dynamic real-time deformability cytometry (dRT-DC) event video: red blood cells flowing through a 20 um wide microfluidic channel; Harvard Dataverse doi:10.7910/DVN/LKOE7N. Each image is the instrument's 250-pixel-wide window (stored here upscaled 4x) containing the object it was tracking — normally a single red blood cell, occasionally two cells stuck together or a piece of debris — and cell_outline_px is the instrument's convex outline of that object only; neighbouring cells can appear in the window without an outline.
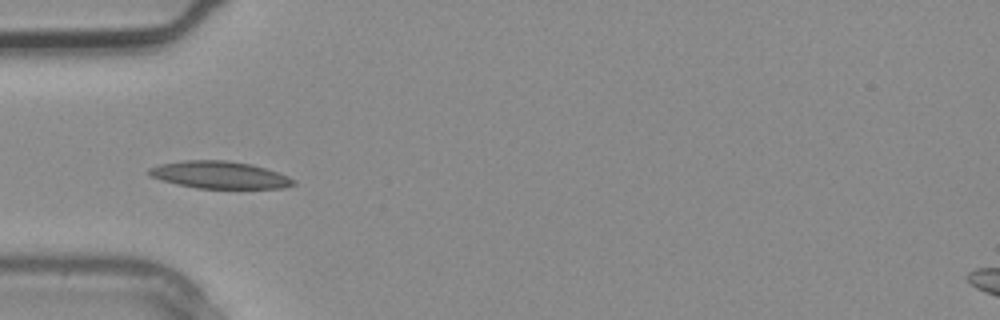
{"species": "common noctule bat (a hibernating species)", "species_latin": "Nyctalus noctula", "temperature_condition": "warm", "stored_images_in_passage": 1, "camera_frame_rate_fps": 3000, "um_per_image_px": 0.085, "animal": {"sex": "male", "body_mass_g": 20.4}, "frame": {"image": 1, "passage_image": 1, "time_ms": 0.0, "image_size_px": [1000, 320], "cell_outline_px": [[296, 184], [284, 188], [196, 188], [176, 184], [152, 176], [148, 172], [148, 168], [160, 164], [184, 160], [228, 160], [252, 164], [288, 176], [296, 180]], "centroid_in_image_um": [18.69, 14.86], "position_along_channel_um": 66.3, "area_um2": 22.83}}